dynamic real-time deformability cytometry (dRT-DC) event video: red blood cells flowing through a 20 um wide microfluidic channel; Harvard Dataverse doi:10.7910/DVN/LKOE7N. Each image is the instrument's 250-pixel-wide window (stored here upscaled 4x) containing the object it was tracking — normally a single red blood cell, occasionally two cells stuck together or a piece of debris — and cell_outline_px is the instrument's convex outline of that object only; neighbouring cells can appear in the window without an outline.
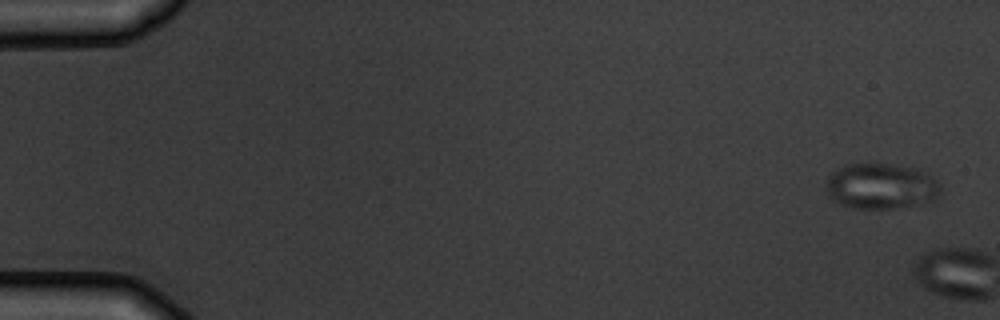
{"species": "common noctule bat (a hibernating species)", "species_latin": "Nyctalus noctula", "temperature_condition": "warm", "stored_images_in_passage": 2, "camera_frame_rate_fps": 3000, "um_per_image_px": 0.085, "animal": {"sex": "male", "body_mass_g": 19.5, "forearm_length_mm": 54.6}, "frame": {"image": 1, "passage_image": 1, "time_ms": 0.0, "image_size_px": [1000, 320], "cell_outline_px": [[940, 192], [932, 200], [916, 204], [892, 208], [856, 208], [840, 204], [832, 200], [828, 196], [824, 188], [832, 172], [844, 164], [896, 164], [920, 168], [932, 176], [940, 184]], "centroid_in_image_um": [74.87, 15.8], "position_along_channel_um": 10.1, "area_um2": 30.58}}